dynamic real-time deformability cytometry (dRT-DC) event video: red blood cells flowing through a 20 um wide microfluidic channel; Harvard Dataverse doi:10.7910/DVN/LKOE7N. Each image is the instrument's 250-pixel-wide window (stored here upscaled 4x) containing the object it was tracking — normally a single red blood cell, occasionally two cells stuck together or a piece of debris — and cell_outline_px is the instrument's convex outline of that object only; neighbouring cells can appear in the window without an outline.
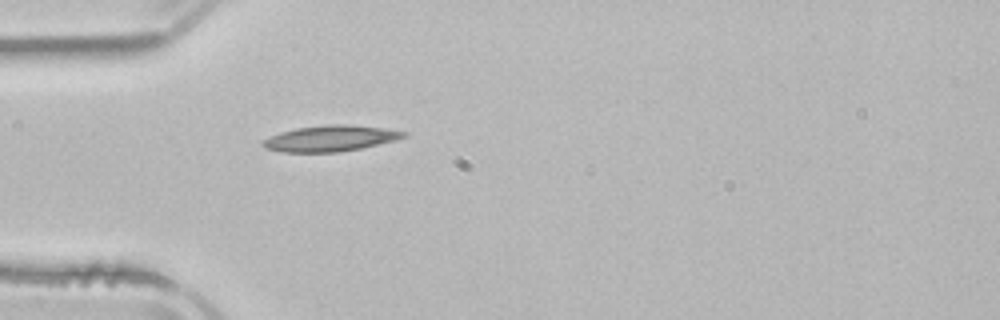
{"species": "common noctule bat (a hibernating species)", "species_latin": "Nyctalus noctula", "temperature_condition": "room temperature", "stored_images_in_passage": 1, "camera_frame_rate_fps": 3000, "um_per_image_px": 0.085, "animal": {"sex": "male", "body_mass_g": 21.5, "forearm_length_mm": 52.0}, "frame": {"image": 1, "passage_image": 1, "time_ms": 0.0, "image_size_px": [1000, 320], "cell_outline_px": [[408, 136], [396, 140], [360, 148], [340, 152], [284, 152], [264, 148], [260, 144], [264, 140], [280, 132], [296, 128], [328, 124], [352, 124], [384, 128], [408, 132]], "centroid_in_image_um": [28.11, 11.75], "position_along_channel_um": 56.9, "area_um2": 21.33}}